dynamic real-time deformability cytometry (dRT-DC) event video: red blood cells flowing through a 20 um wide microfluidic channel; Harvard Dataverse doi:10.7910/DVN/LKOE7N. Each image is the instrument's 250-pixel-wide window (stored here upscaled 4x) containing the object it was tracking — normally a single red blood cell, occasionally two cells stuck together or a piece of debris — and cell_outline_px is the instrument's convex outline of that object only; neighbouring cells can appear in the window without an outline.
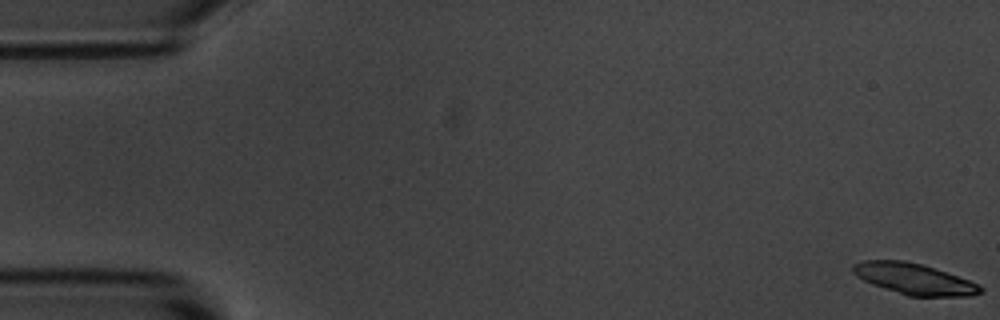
{"species": "common noctule bat (a hibernating species)", "species_latin": "Nyctalus noctula", "temperature_condition": "room temperature", "stored_images_in_passage": 5, "camera_frame_rate_fps": 3000, "um_per_image_px": 0.085, "animal": {"sex": "male", "body_mass_g": 20.1, "forearm_length_mm": 53.5}, "frame": {"image": 1, "passage_image": 1, "time_ms": 0.0, "image_size_px": [1000, 320], "cell_outline_px": [[984, 292], [972, 296], [908, 296], [872, 284], [856, 276], [852, 272], [852, 264], [860, 260], [904, 260], [920, 264], [980, 284], [984, 288]], "centroid_in_image_um": [77.68, 23.71], "position_along_channel_um": 7.3, "area_um2": 22.95}}
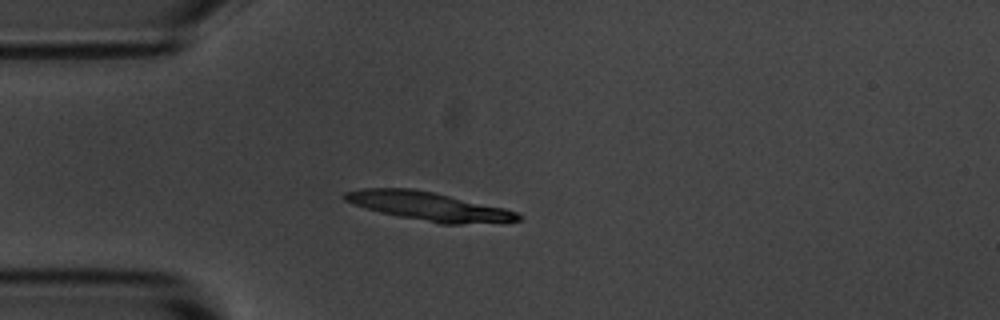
{"frame": {"image": 2, "passage_image": 5, "time_ms": 4.667, "image_size_px": [1000, 320], "cell_outline_px": [[520, 220], [460, 224], [440, 224], [380, 212], [364, 208], [344, 200], [340, 196], [344, 192], [364, 188], [412, 188], [436, 192], [504, 208], [516, 212], [520, 216]], "centroid_in_image_um": [36.37, 17.51], "position_along_channel_um": 48.6, "area_um2": 28.73}}